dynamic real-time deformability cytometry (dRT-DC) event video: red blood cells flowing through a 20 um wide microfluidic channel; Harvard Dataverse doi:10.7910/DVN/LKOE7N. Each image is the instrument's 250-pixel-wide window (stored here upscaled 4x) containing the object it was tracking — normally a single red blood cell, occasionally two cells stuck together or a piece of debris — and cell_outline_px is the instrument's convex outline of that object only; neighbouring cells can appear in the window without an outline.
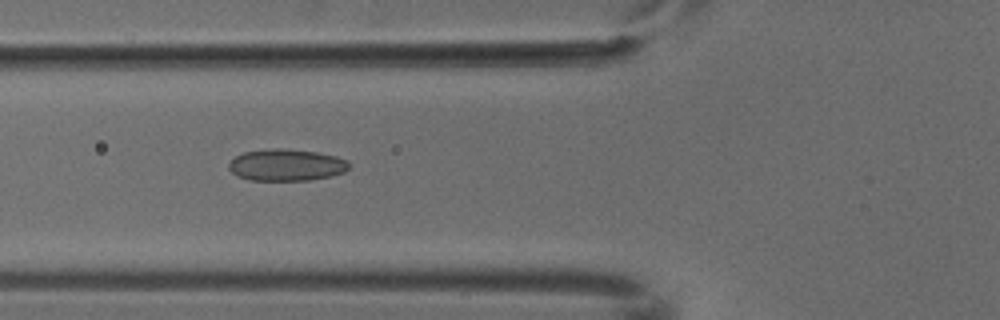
{"species": "common noctule bat (a hibernating species)", "species_latin": "Nyctalus noctula", "temperature_condition": "cold", "stored_images_in_passage": 6, "camera_frame_rate_fps": 3000, "um_per_image_px": 0.085, "animal": {"sex": "male", "body_mass_g": 18.8}, "frame": {"image": 1, "passage_image": 6, "time_ms": 1.667, "image_size_px": [1000, 320], "cell_outline_px": [[348, 168], [344, 172], [332, 176], [308, 180], [248, 180], [236, 176], [228, 168], [228, 164], [236, 156], [244, 152], [276, 148], [280, 148], [316, 152], [336, 156], [348, 160]], "centroid_in_image_um": [24.33, 14.03], "position_along_channel_um": 101.5, "area_um2": 22.2}}